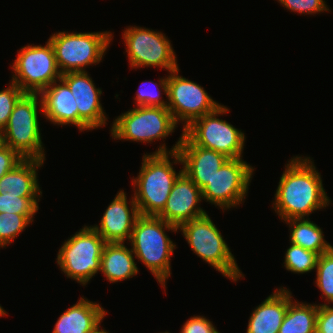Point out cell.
Wrapping results in <instances>:
<instances>
[{"label":"cell","mask_w":333,"mask_h":333,"mask_svg":"<svg viewBox=\"0 0 333 333\" xmlns=\"http://www.w3.org/2000/svg\"><path fill=\"white\" fill-rule=\"evenodd\" d=\"M310 157L294 156L285 166L274 194L273 210L282 221L308 218L331 200Z\"/></svg>","instance_id":"1"},{"label":"cell","mask_w":333,"mask_h":333,"mask_svg":"<svg viewBox=\"0 0 333 333\" xmlns=\"http://www.w3.org/2000/svg\"><path fill=\"white\" fill-rule=\"evenodd\" d=\"M178 139L171 150L161 143L152 154H144L139 175L131 178L133 197L142 216H157L163 210L176 179L183 172V169L176 172L173 166L182 164L177 152L180 144Z\"/></svg>","instance_id":"2"},{"label":"cell","mask_w":333,"mask_h":333,"mask_svg":"<svg viewBox=\"0 0 333 333\" xmlns=\"http://www.w3.org/2000/svg\"><path fill=\"white\" fill-rule=\"evenodd\" d=\"M177 232L178 227L157 216L140 215L134 224L129 242L138 261L154 275L162 288L171 276V256L176 244L165 231Z\"/></svg>","instance_id":"3"},{"label":"cell","mask_w":333,"mask_h":333,"mask_svg":"<svg viewBox=\"0 0 333 333\" xmlns=\"http://www.w3.org/2000/svg\"><path fill=\"white\" fill-rule=\"evenodd\" d=\"M39 97V94L25 93L15 104L8 123L0 133L2 143L16 151L23 159L45 161L39 122L42 103Z\"/></svg>","instance_id":"4"},{"label":"cell","mask_w":333,"mask_h":333,"mask_svg":"<svg viewBox=\"0 0 333 333\" xmlns=\"http://www.w3.org/2000/svg\"><path fill=\"white\" fill-rule=\"evenodd\" d=\"M178 230L191 250L224 277L234 282L244 278L234 255L208 214L182 223Z\"/></svg>","instance_id":"5"},{"label":"cell","mask_w":333,"mask_h":333,"mask_svg":"<svg viewBox=\"0 0 333 333\" xmlns=\"http://www.w3.org/2000/svg\"><path fill=\"white\" fill-rule=\"evenodd\" d=\"M113 39L110 31L53 33L48 39L53 46L56 63L61 74L86 71V67L97 65L105 56Z\"/></svg>","instance_id":"6"},{"label":"cell","mask_w":333,"mask_h":333,"mask_svg":"<svg viewBox=\"0 0 333 333\" xmlns=\"http://www.w3.org/2000/svg\"><path fill=\"white\" fill-rule=\"evenodd\" d=\"M105 240L90 226H84L61 245L56 258L67 278L86 284L100 271Z\"/></svg>","instance_id":"7"},{"label":"cell","mask_w":333,"mask_h":333,"mask_svg":"<svg viewBox=\"0 0 333 333\" xmlns=\"http://www.w3.org/2000/svg\"><path fill=\"white\" fill-rule=\"evenodd\" d=\"M229 111L230 109L221 105L214 112L193 120L182 129V135L192 145L217 151L229 159L243 158L245 133L218 118Z\"/></svg>","instance_id":"8"},{"label":"cell","mask_w":333,"mask_h":333,"mask_svg":"<svg viewBox=\"0 0 333 333\" xmlns=\"http://www.w3.org/2000/svg\"><path fill=\"white\" fill-rule=\"evenodd\" d=\"M111 136L115 140L153 143L166 139L178 124L167 107H134L115 118Z\"/></svg>","instance_id":"9"},{"label":"cell","mask_w":333,"mask_h":333,"mask_svg":"<svg viewBox=\"0 0 333 333\" xmlns=\"http://www.w3.org/2000/svg\"><path fill=\"white\" fill-rule=\"evenodd\" d=\"M11 68L14 73L11 80L29 94H39L62 75L49 40L44 46L29 44L21 47Z\"/></svg>","instance_id":"10"},{"label":"cell","mask_w":333,"mask_h":333,"mask_svg":"<svg viewBox=\"0 0 333 333\" xmlns=\"http://www.w3.org/2000/svg\"><path fill=\"white\" fill-rule=\"evenodd\" d=\"M122 35L130 69L151 66L166 69L169 73L179 67L174 48L164 33L128 26Z\"/></svg>","instance_id":"11"},{"label":"cell","mask_w":333,"mask_h":333,"mask_svg":"<svg viewBox=\"0 0 333 333\" xmlns=\"http://www.w3.org/2000/svg\"><path fill=\"white\" fill-rule=\"evenodd\" d=\"M253 172L242 158L228 159L201 190L202 199L222 210L239 206L246 198Z\"/></svg>","instance_id":"12"},{"label":"cell","mask_w":333,"mask_h":333,"mask_svg":"<svg viewBox=\"0 0 333 333\" xmlns=\"http://www.w3.org/2000/svg\"><path fill=\"white\" fill-rule=\"evenodd\" d=\"M179 67L168 75V101L167 108L174 121L182 122L183 129L193 120L214 112L221 103L214 99L204 88L194 81L179 75ZM184 122V123H183Z\"/></svg>","instance_id":"13"},{"label":"cell","mask_w":333,"mask_h":333,"mask_svg":"<svg viewBox=\"0 0 333 333\" xmlns=\"http://www.w3.org/2000/svg\"><path fill=\"white\" fill-rule=\"evenodd\" d=\"M75 97L79 112V131L98 129L107 124L106 112L101 104L102 90L96 88L87 71L68 72L61 75Z\"/></svg>","instance_id":"14"},{"label":"cell","mask_w":333,"mask_h":333,"mask_svg":"<svg viewBox=\"0 0 333 333\" xmlns=\"http://www.w3.org/2000/svg\"><path fill=\"white\" fill-rule=\"evenodd\" d=\"M201 200V189L182 172L172 187L165 207L157 217L179 227L184 222L207 214L198 206Z\"/></svg>","instance_id":"15"},{"label":"cell","mask_w":333,"mask_h":333,"mask_svg":"<svg viewBox=\"0 0 333 333\" xmlns=\"http://www.w3.org/2000/svg\"><path fill=\"white\" fill-rule=\"evenodd\" d=\"M131 197L128 203L126 192L121 189L103 213L99 226H92L106 243L130 240L135 221L140 216L133 195Z\"/></svg>","instance_id":"16"},{"label":"cell","mask_w":333,"mask_h":333,"mask_svg":"<svg viewBox=\"0 0 333 333\" xmlns=\"http://www.w3.org/2000/svg\"><path fill=\"white\" fill-rule=\"evenodd\" d=\"M183 172L202 190L229 159L217 151L192 145L182 134L177 151Z\"/></svg>","instance_id":"17"},{"label":"cell","mask_w":333,"mask_h":333,"mask_svg":"<svg viewBox=\"0 0 333 333\" xmlns=\"http://www.w3.org/2000/svg\"><path fill=\"white\" fill-rule=\"evenodd\" d=\"M59 84H58V83ZM42 114L54 125H74L79 128V112L75 97L62 80L54 81L39 93Z\"/></svg>","instance_id":"18"},{"label":"cell","mask_w":333,"mask_h":333,"mask_svg":"<svg viewBox=\"0 0 333 333\" xmlns=\"http://www.w3.org/2000/svg\"><path fill=\"white\" fill-rule=\"evenodd\" d=\"M292 299L288 288L275 289L250 314L246 333H278Z\"/></svg>","instance_id":"19"},{"label":"cell","mask_w":333,"mask_h":333,"mask_svg":"<svg viewBox=\"0 0 333 333\" xmlns=\"http://www.w3.org/2000/svg\"><path fill=\"white\" fill-rule=\"evenodd\" d=\"M107 311L99 304L81 297L57 319L52 333H89L101 325Z\"/></svg>","instance_id":"20"},{"label":"cell","mask_w":333,"mask_h":333,"mask_svg":"<svg viewBox=\"0 0 333 333\" xmlns=\"http://www.w3.org/2000/svg\"><path fill=\"white\" fill-rule=\"evenodd\" d=\"M43 164L42 160L23 159L0 178V194L17 197L42 196L37 171Z\"/></svg>","instance_id":"21"},{"label":"cell","mask_w":333,"mask_h":333,"mask_svg":"<svg viewBox=\"0 0 333 333\" xmlns=\"http://www.w3.org/2000/svg\"><path fill=\"white\" fill-rule=\"evenodd\" d=\"M132 249L125 243H106L101 256L100 272L110 283H116L138 275V267Z\"/></svg>","instance_id":"22"},{"label":"cell","mask_w":333,"mask_h":333,"mask_svg":"<svg viewBox=\"0 0 333 333\" xmlns=\"http://www.w3.org/2000/svg\"><path fill=\"white\" fill-rule=\"evenodd\" d=\"M285 222L290 228V243L313 251L319 256L333 248L324 239L323 230L310 218L290 219Z\"/></svg>","instance_id":"23"},{"label":"cell","mask_w":333,"mask_h":333,"mask_svg":"<svg viewBox=\"0 0 333 333\" xmlns=\"http://www.w3.org/2000/svg\"><path fill=\"white\" fill-rule=\"evenodd\" d=\"M317 314L318 304L292 299L278 333H316Z\"/></svg>","instance_id":"24"},{"label":"cell","mask_w":333,"mask_h":333,"mask_svg":"<svg viewBox=\"0 0 333 333\" xmlns=\"http://www.w3.org/2000/svg\"><path fill=\"white\" fill-rule=\"evenodd\" d=\"M318 257L319 255L317 253L290 243L285 253L283 264L286 270L294 274H305L316 270Z\"/></svg>","instance_id":"25"},{"label":"cell","mask_w":333,"mask_h":333,"mask_svg":"<svg viewBox=\"0 0 333 333\" xmlns=\"http://www.w3.org/2000/svg\"><path fill=\"white\" fill-rule=\"evenodd\" d=\"M167 81L168 75L166 77L160 78L158 84L154 83L153 81H143L142 85L136 92V97H134L136 107H167L168 101H164V99H162V91L165 94L166 98H168Z\"/></svg>","instance_id":"26"},{"label":"cell","mask_w":333,"mask_h":333,"mask_svg":"<svg viewBox=\"0 0 333 333\" xmlns=\"http://www.w3.org/2000/svg\"><path fill=\"white\" fill-rule=\"evenodd\" d=\"M34 216L0 213V247L10 245L34 221Z\"/></svg>","instance_id":"27"},{"label":"cell","mask_w":333,"mask_h":333,"mask_svg":"<svg viewBox=\"0 0 333 333\" xmlns=\"http://www.w3.org/2000/svg\"><path fill=\"white\" fill-rule=\"evenodd\" d=\"M316 286L325 297L326 305L333 303V248L322 253L316 264Z\"/></svg>","instance_id":"28"},{"label":"cell","mask_w":333,"mask_h":333,"mask_svg":"<svg viewBox=\"0 0 333 333\" xmlns=\"http://www.w3.org/2000/svg\"><path fill=\"white\" fill-rule=\"evenodd\" d=\"M40 197H17L0 194V213L35 215L39 210Z\"/></svg>","instance_id":"29"},{"label":"cell","mask_w":333,"mask_h":333,"mask_svg":"<svg viewBox=\"0 0 333 333\" xmlns=\"http://www.w3.org/2000/svg\"><path fill=\"white\" fill-rule=\"evenodd\" d=\"M9 84L10 85L7 88L0 91V132L8 123L15 104L25 94L12 80Z\"/></svg>","instance_id":"30"},{"label":"cell","mask_w":333,"mask_h":333,"mask_svg":"<svg viewBox=\"0 0 333 333\" xmlns=\"http://www.w3.org/2000/svg\"><path fill=\"white\" fill-rule=\"evenodd\" d=\"M284 8L298 14L312 15L330 11L325 0H277Z\"/></svg>","instance_id":"31"},{"label":"cell","mask_w":333,"mask_h":333,"mask_svg":"<svg viewBox=\"0 0 333 333\" xmlns=\"http://www.w3.org/2000/svg\"><path fill=\"white\" fill-rule=\"evenodd\" d=\"M180 333H220L205 316L190 317L181 327Z\"/></svg>","instance_id":"32"},{"label":"cell","mask_w":333,"mask_h":333,"mask_svg":"<svg viewBox=\"0 0 333 333\" xmlns=\"http://www.w3.org/2000/svg\"><path fill=\"white\" fill-rule=\"evenodd\" d=\"M316 333H333V305L318 304Z\"/></svg>","instance_id":"33"},{"label":"cell","mask_w":333,"mask_h":333,"mask_svg":"<svg viewBox=\"0 0 333 333\" xmlns=\"http://www.w3.org/2000/svg\"><path fill=\"white\" fill-rule=\"evenodd\" d=\"M23 158L9 146L0 144V178L19 164Z\"/></svg>","instance_id":"34"},{"label":"cell","mask_w":333,"mask_h":333,"mask_svg":"<svg viewBox=\"0 0 333 333\" xmlns=\"http://www.w3.org/2000/svg\"><path fill=\"white\" fill-rule=\"evenodd\" d=\"M89 333H109L106 331V329H102L100 327V325L98 327H96L93 331L89 332Z\"/></svg>","instance_id":"35"},{"label":"cell","mask_w":333,"mask_h":333,"mask_svg":"<svg viewBox=\"0 0 333 333\" xmlns=\"http://www.w3.org/2000/svg\"><path fill=\"white\" fill-rule=\"evenodd\" d=\"M8 313L4 310V308L0 305V317H4Z\"/></svg>","instance_id":"36"},{"label":"cell","mask_w":333,"mask_h":333,"mask_svg":"<svg viewBox=\"0 0 333 333\" xmlns=\"http://www.w3.org/2000/svg\"><path fill=\"white\" fill-rule=\"evenodd\" d=\"M2 143L1 133H0V144Z\"/></svg>","instance_id":"37"}]
</instances>
